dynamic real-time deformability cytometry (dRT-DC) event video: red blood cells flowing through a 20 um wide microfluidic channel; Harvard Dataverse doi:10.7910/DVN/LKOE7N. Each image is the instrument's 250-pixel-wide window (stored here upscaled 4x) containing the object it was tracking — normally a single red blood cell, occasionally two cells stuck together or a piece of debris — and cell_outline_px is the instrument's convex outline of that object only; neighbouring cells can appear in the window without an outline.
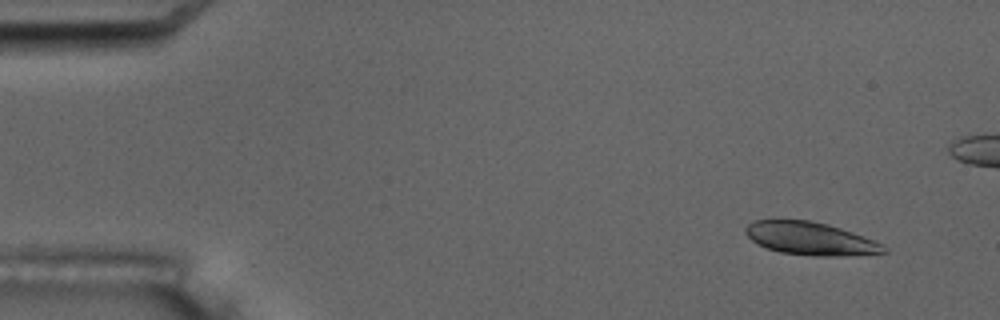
{"species": "common noctule bat (a hibernating species)", "species_latin": "Nyctalus noctula", "temperature_condition": "room temperature", "stored_images_in_passage": 7, "camera_frame_rate_fps": 3000, "um_per_image_px": 0.085, "animal": {"sex": "male", "body_mass_g": 17.5, "forearm_length_mm": 52.3}, "frame": {"image": 1, "passage_image": 2, "time_ms": 1.0, "image_size_px": [1000, 320], "cell_outline_px": [[888, 252], [840, 256], [812, 256], [780, 252], [768, 248], [752, 240], [744, 232], [744, 228], [752, 220], [808, 220], [828, 224], [852, 232], [872, 240], [888, 248]], "centroid_in_image_um": [68.86, 20.28], "position_along_channel_um": 16.1, "area_um2": 26.24}}